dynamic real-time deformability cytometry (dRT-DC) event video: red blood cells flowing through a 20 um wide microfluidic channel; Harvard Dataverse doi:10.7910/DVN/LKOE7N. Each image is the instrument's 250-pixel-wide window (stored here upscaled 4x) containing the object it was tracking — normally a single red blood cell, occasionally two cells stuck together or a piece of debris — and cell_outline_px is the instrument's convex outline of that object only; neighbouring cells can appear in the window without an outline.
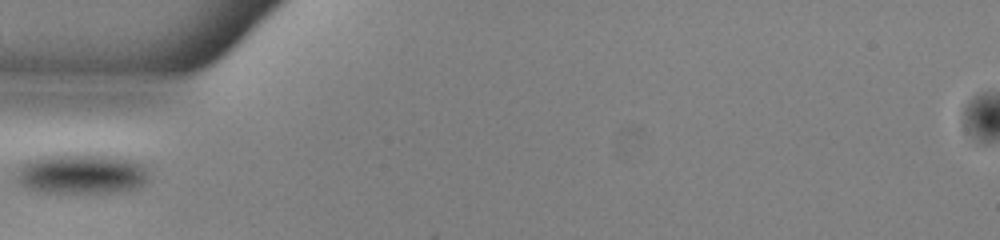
{"species": "common noctule bat (a hibernating species)", "species_latin": "Nyctalus noctula", "temperature_condition": "warm", "stored_images_in_passage": 36, "camera_frame_rate_fps": 3000, "um_per_image_px": 0.085, "animal": {"sex": "male", "body_mass_g": 13.0, "forearm_length_mm": 53.1}, "frame": {"image": 1, "passage_image": 1, "time_ms": 0.0, "image_size_px": [1000, 240], "cell_outline_px": [[148, 180], [144, 184], [132, 188], [108, 192], [44, 192], [24, 188], [16, 180], [16, 176], [20, 164], [28, 160], [44, 156], [116, 156], [144, 164], [148, 168]], "centroid_in_image_um": [6.91, 14.79], "position_along_channel_um": 78.1, "area_um2": 30.35}}
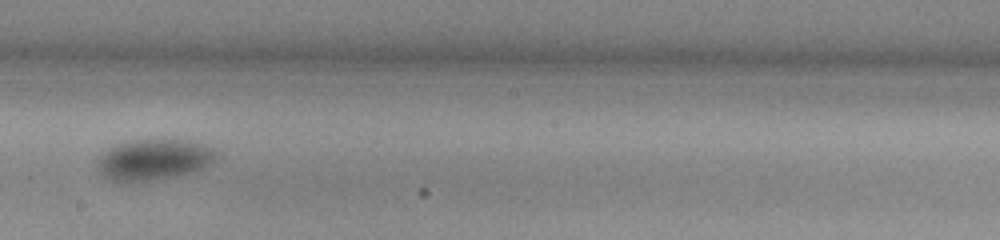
{"frame": {"image": 2, "passage_image": 13, "time_ms": 4.0, "image_size_px": [1000, 240], "cell_outline_px": [[216, 160], [204, 168], [192, 172], [148, 180], [112, 180], [104, 176], [100, 172], [96, 160], [100, 156], [116, 144], [132, 140], [188, 140], [204, 144], [212, 148], [216, 152]], "centroid_in_image_um": [13.11, 13.54], "position_along_channel_um": 235.1, "area_um2": 27.69}}
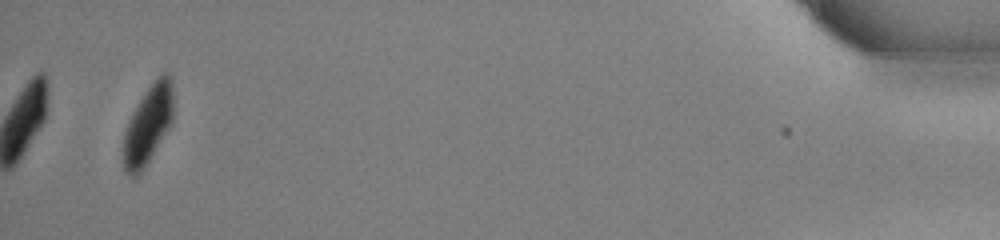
{"frame": {"image": 3, "passage_image": 34, "time_ms": 11.0, "image_size_px": [1000, 240], "cell_outline_px": [[172, 124], [148, 164], [136, 176], [128, 176], [124, 168], [124, 132], [140, 100], [156, 76], [160, 72], [168, 72], [172, 84]], "centroid_in_image_um": [12.62, 10.61], "position_along_channel_um": 422.6, "area_um2": 22.72}}